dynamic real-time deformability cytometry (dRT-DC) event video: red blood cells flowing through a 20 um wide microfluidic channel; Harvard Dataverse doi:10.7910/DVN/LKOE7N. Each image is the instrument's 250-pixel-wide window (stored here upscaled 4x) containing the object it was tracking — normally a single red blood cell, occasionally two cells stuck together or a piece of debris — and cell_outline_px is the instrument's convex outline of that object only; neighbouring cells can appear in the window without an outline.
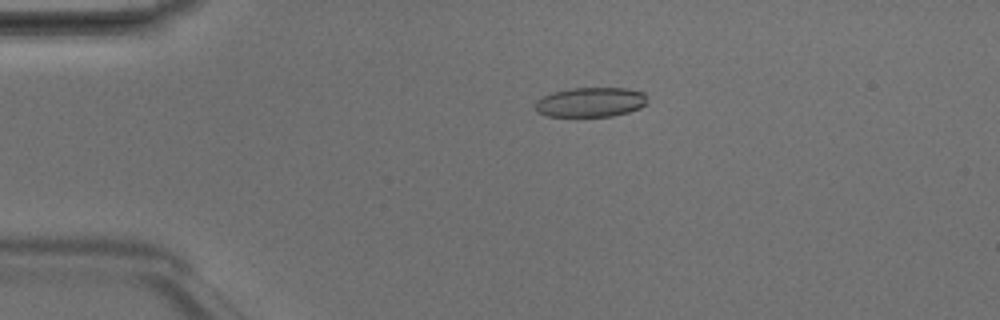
{"species": "Egyptian fruit bat (a non-hibernating species)", "species_latin": "Rousettus aegyptiacus", "temperature_condition": "room temperature", "stored_images_in_passage": 49, "camera_frame_rate_fps": 3000, "um_per_image_px": 0.085, "animal": {"sex": "male"}, "frame": {"image": 1, "passage_image": 11, "time_ms": 3.333, "image_size_px": [1000, 320], "cell_outline_px": [[644, 104], [640, 108], [628, 112], [612, 116], [548, 116], [536, 112], [536, 100], [552, 92], [572, 88], [628, 88], [644, 92]], "centroid_in_image_um": [50.17, 8.68], "position_along_channel_um": 34.8, "area_um2": 19.19}}
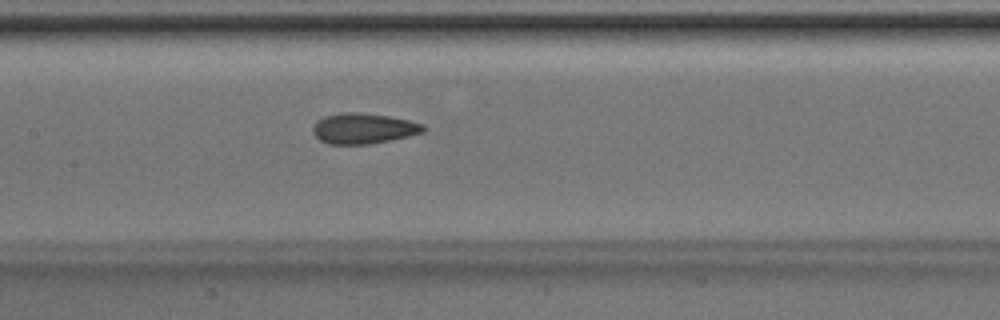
{"frame": {"image": 2, "passage_image": 24, "time_ms": 7.667, "image_size_px": [1000, 320], "cell_outline_px": [[424, 132], [408, 136], [368, 144], [328, 144], [320, 140], [312, 132], [312, 128], [316, 120], [324, 116], [340, 112], [360, 112], [388, 116], [408, 120], [424, 124]], "centroid_in_image_um": [30.85, 10.91], "position_along_channel_um": 176.6, "area_um2": 19.65}}
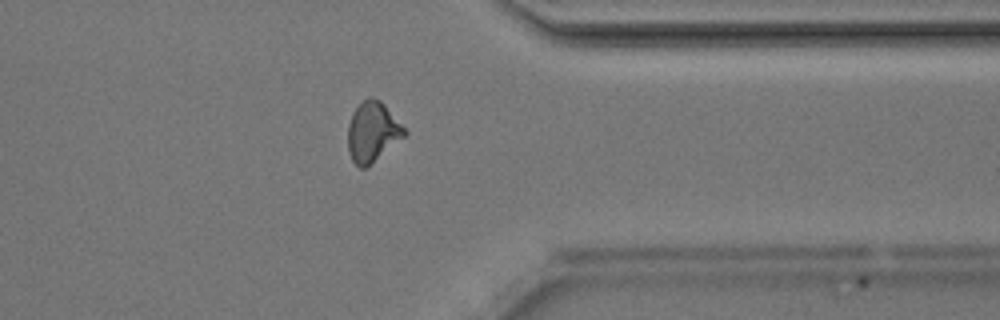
{"frame": {"image": 3, "passage_image": 39, "time_ms": 12.667, "image_size_px": [1000, 320], "cell_outline_px": [[408, 132], [404, 136], [368, 168], [360, 168], [352, 160], [348, 152], [348, 124], [352, 112], [368, 96], [372, 96], [380, 100], [384, 104]], "centroid_in_image_um": [31.65, 11.23], "position_along_channel_um": 379.8, "area_um2": 19.83}, "authors_computed_cell_mechanics": {"area_um2": 19.652, "velocity_mm_per_s": 4.2084, "shape_relaxation_time_tau1_ms": 4.0743, "shape_relaxation_time_tau2_ms": 1.9628, "deformation_change_tau1": 0.1201, "deformation_change_tau2": 0.0882}}